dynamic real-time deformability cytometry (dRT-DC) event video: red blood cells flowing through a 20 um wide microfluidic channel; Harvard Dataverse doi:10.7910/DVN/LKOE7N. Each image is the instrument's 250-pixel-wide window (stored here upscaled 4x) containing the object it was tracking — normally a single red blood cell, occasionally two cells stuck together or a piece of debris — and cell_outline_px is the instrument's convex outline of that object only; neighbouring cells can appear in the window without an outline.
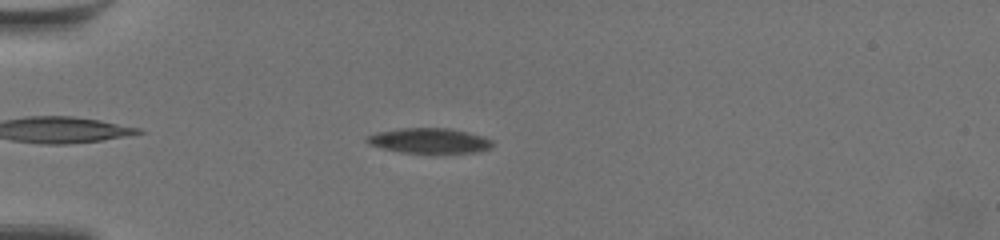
{"species": "common noctule bat (a hibernating species)", "species_latin": "Nyctalus noctula", "temperature_condition": "warm", "stored_images_in_passage": 52, "camera_frame_rate_fps": 3000, "um_per_image_px": 0.085, "animal": {"sex": "female", "body_mass_g": 19.5, "forearm_length_mm": 54.1}, "frame": {"image": 1, "passage_image": 7, "time_ms": 2.0, "image_size_px": [1000, 240], "cell_outline_px": [[492, 144], [488, 148], [472, 152], [404, 152], [384, 148], [372, 144], [364, 140], [368, 136], [380, 132], [404, 128], [448, 128], [480, 136], [492, 140]], "centroid_in_image_um": [36.48, 11.95], "position_along_channel_um": 48.5, "area_um2": 17.46}}
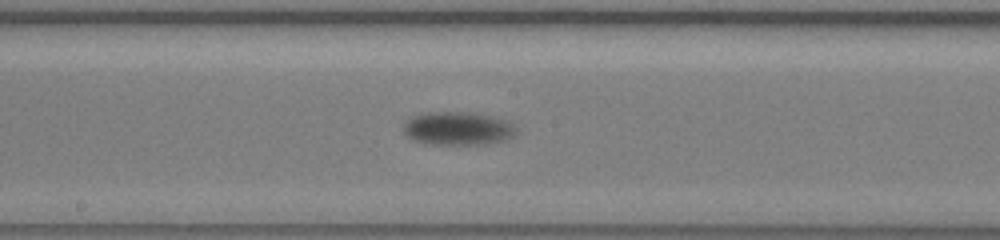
{"frame": {"image": 2, "passage_image": 24, "time_ms": 7.667, "image_size_px": [1000, 240], "cell_outline_px": [[516, 128], [512, 136], [504, 140], [484, 144], [428, 144], [416, 140], [408, 136], [404, 132], [404, 124], [412, 116], [428, 112], [460, 112], [488, 116], [512, 124]], "centroid_in_image_um": [38.86, 10.93], "position_along_channel_um": 209.3, "area_um2": 21.21}}
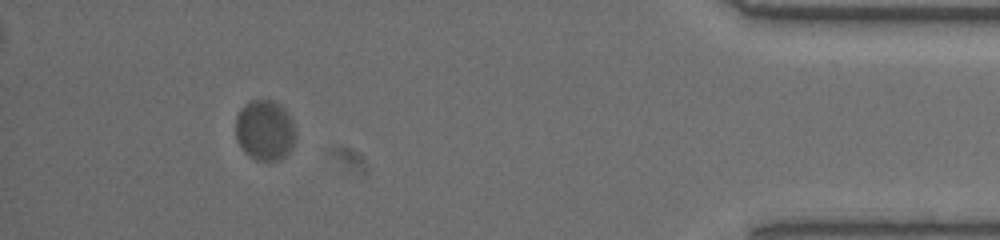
{"frame": {"image": 3, "passage_image": 47, "time_ms": 15.333, "image_size_px": [1000, 240], "cell_outline_px": [[296, 136], [292, 148], [280, 160], [256, 160], [244, 152], [236, 136], [236, 116], [240, 108], [244, 104], [252, 100], [272, 100], [280, 104], [288, 112], [296, 128]], "centroid_in_image_um": [22.53, 11.05], "position_along_channel_um": 412.7, "area_um2": 21.33}, "authors_computed_cell_mechanics": {"area_um2": 20.4901, "velocity_mm_per_s": 3.3291, "shape_relaxation_time_tau1_ms": 3.1758, "shape_relaxation_time_tau2_ms": null, "deformation_change_tau1": 0.1375, "deformation_change_tau2": null}}